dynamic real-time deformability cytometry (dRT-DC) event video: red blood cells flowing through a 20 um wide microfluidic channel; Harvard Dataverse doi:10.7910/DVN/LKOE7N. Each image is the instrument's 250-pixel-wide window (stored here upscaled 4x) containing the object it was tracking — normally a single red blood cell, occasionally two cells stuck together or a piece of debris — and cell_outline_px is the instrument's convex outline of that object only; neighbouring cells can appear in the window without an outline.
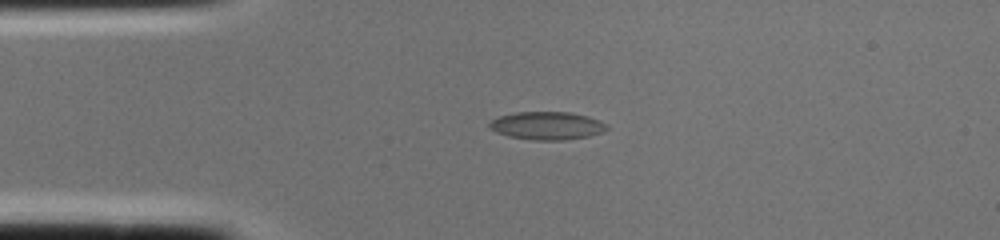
{"species": "common noctule bat (a hibernating species)", "species_latin": "Nyctalus noctula", "temperature_condition": "cold", "stored_images_in_passage": 1, "camera_frame_rate_fps": 3000, "um_per_image_px": 0.085, "animal": {"sex": "female", "body_mass_g": 22.0, "forearm_length_mm": 56.7}, "frame": {"image": 1, "passage_image": 1, "time_ms": 0.0, "image_size_px": [1000, 240], "cell_outline_px": [[608, 128], [604, 132], [588, 136], [564, 140], [532, 140], [508, 136], [496, 132], [488, 128], [488, 124], [492, 120], [500, 116], [516, 112], [572, 112], [588, 116], [600, 120], [608, 124]], "centroid_in_image_um": [46.52, 10.68], "position_along_channel_um": 38.5, "area_um2": 19.31}}